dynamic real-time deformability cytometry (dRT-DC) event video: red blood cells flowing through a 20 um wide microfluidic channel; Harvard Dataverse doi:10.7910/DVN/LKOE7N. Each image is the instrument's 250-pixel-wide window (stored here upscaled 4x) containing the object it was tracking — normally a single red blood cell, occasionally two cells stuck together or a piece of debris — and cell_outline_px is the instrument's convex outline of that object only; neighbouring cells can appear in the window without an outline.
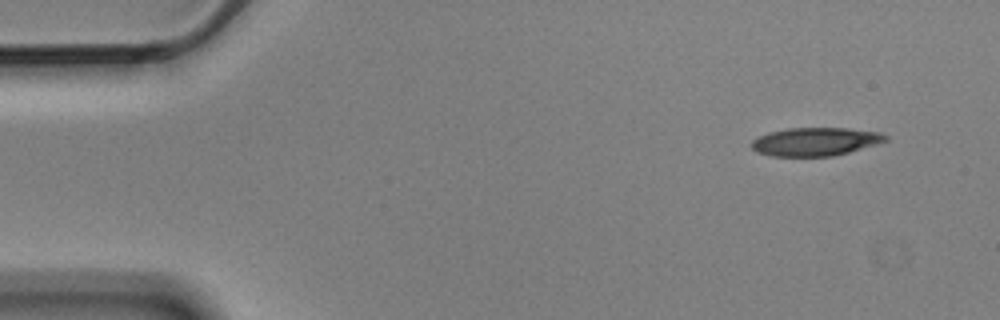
{"species": "Egyptian fruit bat (a non-hibernating species)", "species_latin": "Rousettus aegyptiacus", "temperature_condition": "cold", "stored_images_in_passage": 3, "camera_frame_rate_fps": 3000, "um_per_image_px": 0.085, "animal": {"sex": "male"}, "frame": {"image": 1, "passage_image": 1, "time_ms": 0.0, "image_size_px": [1000, 320], "cell_outline_px": [[888, 140], [848, 152], [832, 156], [772, 156], [756, 152], [752, 148], [752, 140], [768, 132], [788, 128], [848, 128], [880, 132], [888, 136]], "centroid_in_image_um": [69.29, 12.03], "position_along_channel_um": 15.7, "area_um2": 21.96}}
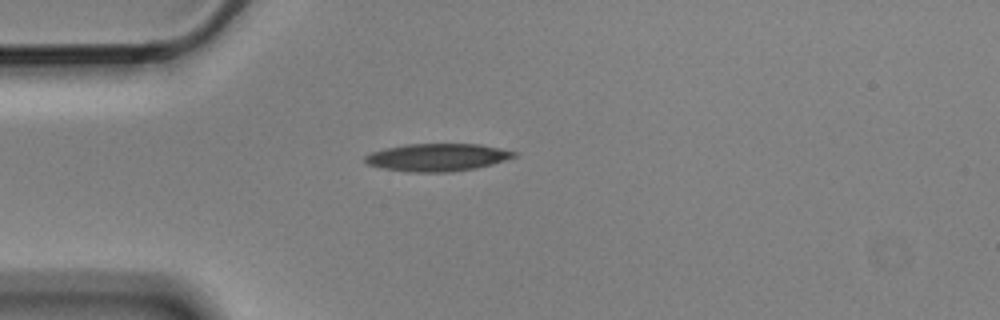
{"frame": {"image": 2, "passage_image": 3, "time_ms": 0.667, "image_size_px": [1000, 320], "cell_outline_px": [[516, 156], [492, 164], [476, 168], [448, 172], [408, 172], [384, 168], [368, 164], [364, 160], [364, 156], [372, 152], [384, 148], [404, 144], [480, 144], [500, 148], [516, 152]], "centroid_in_image_um": [37.15, 13.37], "position_along_channel_um": 47.8, "area_um2": 23.87}}